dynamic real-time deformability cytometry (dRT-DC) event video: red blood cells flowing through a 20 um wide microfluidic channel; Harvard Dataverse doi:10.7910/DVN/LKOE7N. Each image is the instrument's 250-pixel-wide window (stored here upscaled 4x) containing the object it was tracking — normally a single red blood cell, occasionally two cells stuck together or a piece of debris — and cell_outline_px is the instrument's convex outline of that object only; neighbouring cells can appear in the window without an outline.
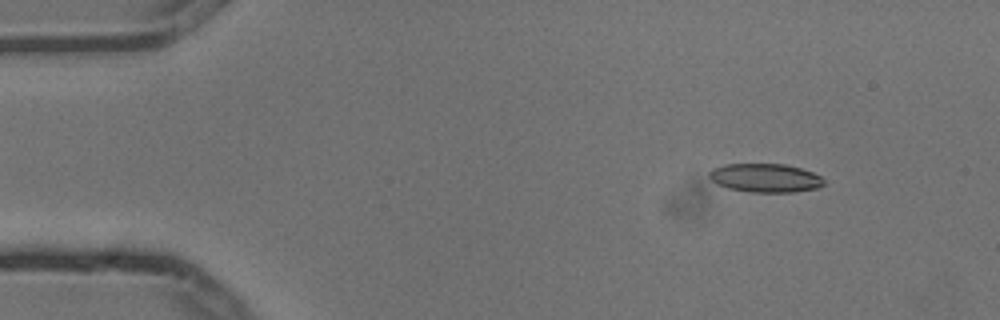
{"species": "common noctule bat (a hibernating species)", "species_latin": "Nyctalus noctula", "temperature_condition": "cold", "stored_images_in_passage": 6, "camera_frame_rate_fps": 3000, "um_per_image_px": 0.085, "animal": {"sex": "male", "body_mass_g": 13.3}, "frame": {"image": 1, "passage_image": 1, "time_ms": 0.0, "image_size_px": [1000, 320], "cell_outline_px": [[824, 184], [816, 188], [792, 192], [752, 192], [728, 188], [716, 184], [708, 176], [708, 172], [712, 168], [724, 164], [784, 164], [800, 168], [812, 172], [820, 176], [824, 180]], "centroid_in_image_um": [65.01, 15.12], "position_along_channel_um": 20.0, "area_um2": 19.13}}
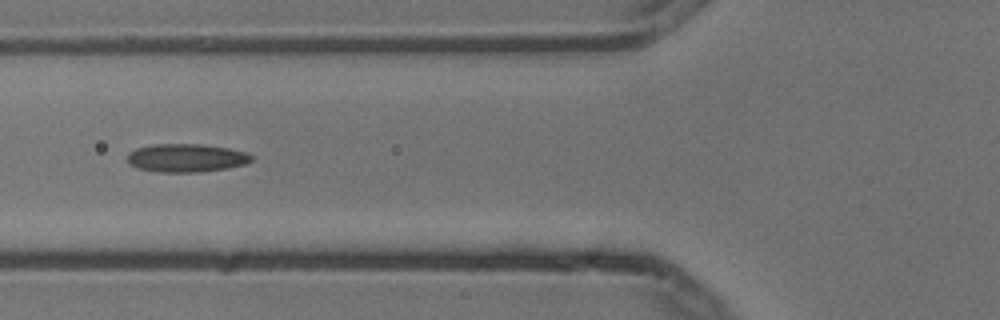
{"frame": {"image": 2, "passage_image": 5, "time_ms": 1.333, "image_size_px": [1000, 320], "cell_outline_px": [[252, 160], [244, 164], [224, 168], [196, 172], [160, 172], [136, 168], [128, 164], [128, 152], [136, 148], [156, 144], [204, 144], [228, 148], [248, 152], [252, 156]], "centroid_in_image_um": [15.8, 13.41], "position_along_channel_um": 110.0, "area_um2": 20.4}}
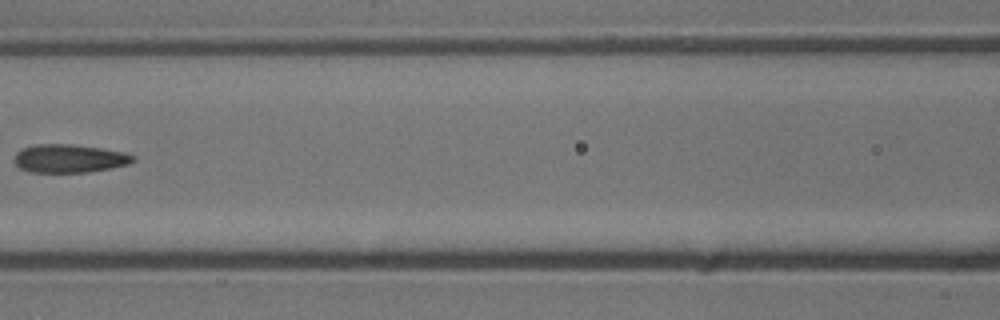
{"frame": {"image": 3, "passage_image": 6, "time_ms": 1.667, "image_size_px": [1000, 320], "cell_outline_px": [[136, 160], [128, 164], [112, 168], [88, 172], [32, 172], [20, 168], [12, 160], [16, 152], [24, 148], [36, 144], [72, 144], [100, 148], [124, 152], [136, 156]], "centroid_in_image_um": [5.9, 13.47], "position_along_channel_um": 160.7, "area_um2": 19.65}}